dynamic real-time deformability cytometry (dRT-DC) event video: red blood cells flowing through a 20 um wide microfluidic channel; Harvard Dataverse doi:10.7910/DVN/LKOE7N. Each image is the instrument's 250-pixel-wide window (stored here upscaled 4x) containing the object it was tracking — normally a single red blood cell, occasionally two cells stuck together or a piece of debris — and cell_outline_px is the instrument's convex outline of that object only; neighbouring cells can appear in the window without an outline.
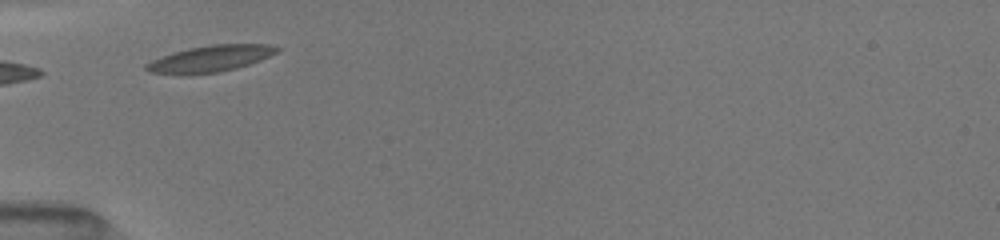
{"species": "common noctule bat (a hibernating species)", "species_latin": "Nyctalus noctula", "temperature_condition": "room temperature", "stored_images_in_passage": 3, "camera_frame_rate_fps": 3000, "um_per_image_px": 0.085, "animal": {"sex": "female", "body_mass_g": 19.5, "forearm_length_mm": 54.1}, "frame": {"image": 1, "passage_image": 1, "time_ms": 0.0, "image_size_px": [1000, 240], "cell_outline_px": [[280, 48], [276, 52], [260, 60], [236, 68], [220, 72], [188, 76], [180, 76], [148, 72], [144, 68], [144, 64], [152, 60], [188, 48], [212, 44], [272, 44]], "centroid_in_image_um": [17.82, 5.02], "position_along_channel_um": 67.2, "area_um2": 20.4}}
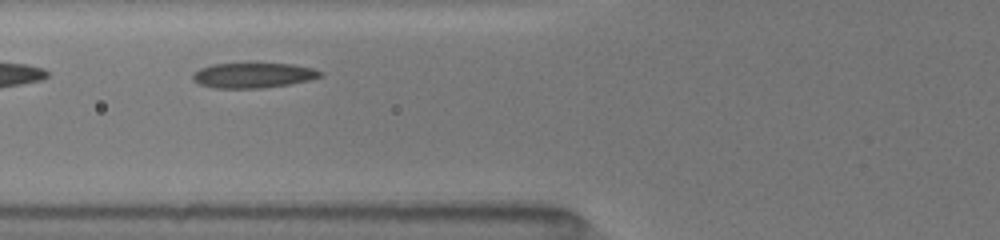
{"frame": {"image": 2, "passage_image": 2, "time_ms": 1.0, "image_size_px": [1000, 240], "cell_outline_px": [[324, 76], [308, 80], [288, 84], [260, 88], [212, 88], [200, 84], [192, 80], [192, 72], [200, 68], [212, 64], [292, 64], [312, 68], [324, 72]], "centroid_in_image_um": [21.5, 6.4], "position_along_channel_um": 104.3, "area_um2": 18.61}}